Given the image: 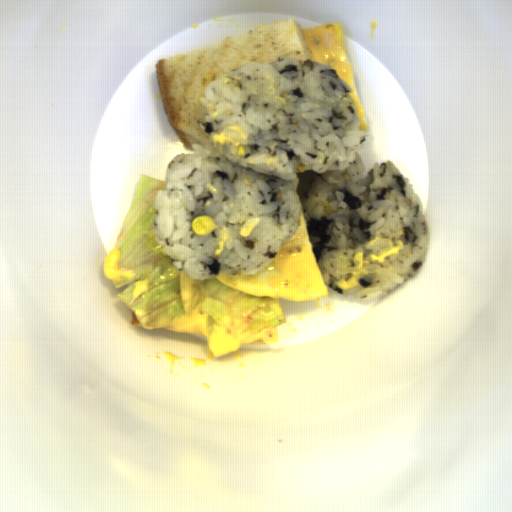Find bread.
Instances as JSON below:
<instances>
[{"instance_id": "bread-1", "label": "bread", "mask_w": 512, "mask_h": 512, "mask_svg": "<svg viewBox=\"0 0 512 512\" xmlns=\"http://www.w3.org/2000/svg\"><path fill=\"white\" fill-rule=\"evenodd\" d=\"M280 56L311 59L300 23L285 18L206 47L163 58L155 73L166 117L180 142L203 145L198 120L207 109L199 98L204 88L225 72L243 64L273 62Z\"/></svg>"}, {"instance_id": "bread-2", "label": "bread", "mask_w": 512, "mask_h": 512, "mask_svg": "<svg viewBox=\"0 0 512 512\" xmlns=\"http://www.w3.org/2000/svg\"><path fill=\"white\" fill-rule=\"evenodd\" d=\"M165 328L176 333H191L208 338V328L203 313L193 312L184 314L172 323L157 327Z\"/></svg>"}, {"instance_id": "bread-3", "label": "bread", "mask_w": 512, "mask_h": 512, "mask_svg": "<svg viewBox=\"0 0 512 512\" xmlns=\"http://www.w3.org/2000/svg\"><path fill=\"white\" fill-rule=\"evenodd\" d=\"M279 343V328H275L274 330L268 332L257 340L251 342L248 345H273Z\"/></svg>"}, {"instance_id": "bread-4", "label": "bread", "mask_w": 512, "mask_h": 512, "mask_svg": "<svg viewBox=\"0 0 512 512\" xmlns=\"http://www.w3.org/2000/svg\"><path fill=\"white\" fill-rule=\"evenodd\" d=\"M131 326L143 327L142 323L140 322V320L137 318L133 311H131Z\"/></svg>"}]
</instances>
